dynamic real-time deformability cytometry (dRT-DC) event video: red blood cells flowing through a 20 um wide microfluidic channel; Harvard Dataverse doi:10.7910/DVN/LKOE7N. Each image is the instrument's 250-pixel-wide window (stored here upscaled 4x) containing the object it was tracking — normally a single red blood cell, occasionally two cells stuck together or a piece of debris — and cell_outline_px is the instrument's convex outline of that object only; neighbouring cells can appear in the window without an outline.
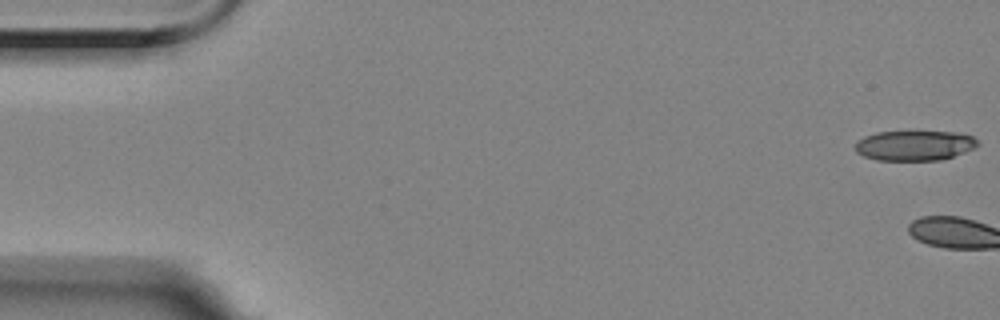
{"species": "Egyptian fruit bat (a non-hibernating species)", "species_latin": "Rousettus aegyptiacus", "temperature_condition": "room temperature", "stored_images_in_passage": 3, "camera_frame_rate_fps": 3000, "um_per_image_px": 0.085, "animal": {"sex": "female"}, "frame": {"image": 1, "passage_image": 1, "time_ms": 0.0, "image_size_px": [1000, 320], "cell_outline_px": [[980, 144], [964, 152], [940, 160], [876, 160], [864, 156], [856, 152], [856, 140], [864, 136], [876, 132], [956, 132], [972, 136]], "centroid_in_image_um": [77.7, 12.37], "position_along_channel_um": 7.3, "area_um2": 21.27}}